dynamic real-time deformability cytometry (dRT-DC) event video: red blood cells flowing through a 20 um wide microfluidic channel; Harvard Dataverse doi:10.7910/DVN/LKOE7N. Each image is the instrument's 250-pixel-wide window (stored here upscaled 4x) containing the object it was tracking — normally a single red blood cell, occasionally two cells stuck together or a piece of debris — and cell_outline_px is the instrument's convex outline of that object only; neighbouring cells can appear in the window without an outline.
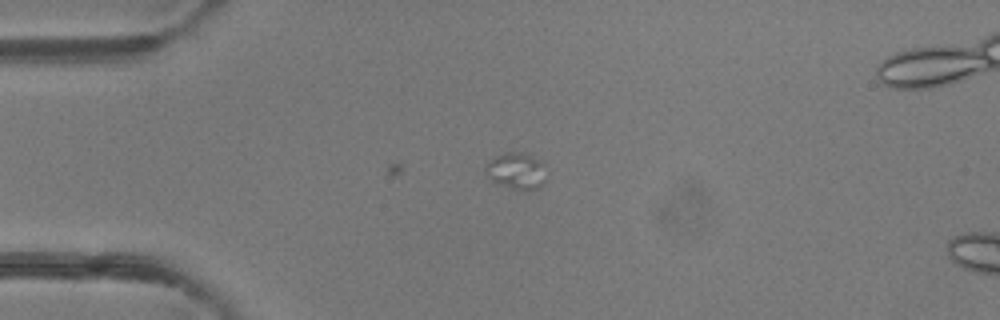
{"species": "common noctule bat (a hibernating species)", "species_latin": "Nyctalus noctula", "temperature_condition": "room temperature", "stored_images_in_passage": 10, "camera_frame_rate_fps": 3000, "um_per_image_px": 0.085, "animal": {"sex": "female"}, "frame": {"image": 1, "passage_image": 10, "time_ms": 3.0, "image_size_px": [1000, 320], "cell_outline_px": [[544, 184], [528, 192], [496, 184], [484, 172], [484, 168], [488, 160], [496, 156], [508, 152], [520, 152], [532, 156], [540, 160], [544, 164]], "centroid_in_image_um": [43.87, 14.54], "position_along_channel_um": 41.1, "area_um2": 13.06}}